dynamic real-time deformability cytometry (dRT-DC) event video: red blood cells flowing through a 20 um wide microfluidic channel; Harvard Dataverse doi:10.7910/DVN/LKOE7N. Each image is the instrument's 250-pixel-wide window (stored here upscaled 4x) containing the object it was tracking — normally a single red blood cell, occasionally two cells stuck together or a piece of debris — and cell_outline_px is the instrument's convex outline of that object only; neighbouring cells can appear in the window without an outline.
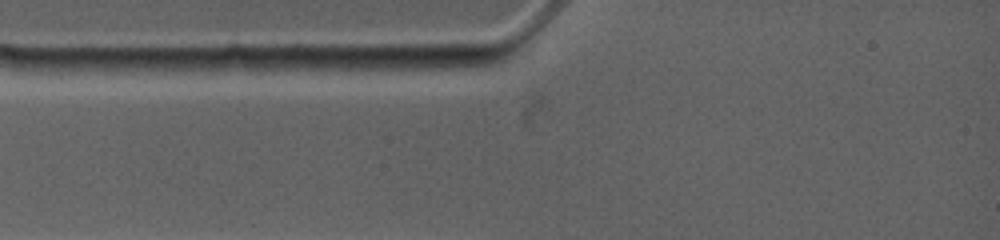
{"species": "common noctule bat (a hibernating species)", "species_latin": "Nyctalus noctula", "temperature_condition": "warm", "stored_images_in_passage": 1, "camera_frame_rate_fps": 4500, "um_per_image_px": 0.085, "animal": {"sex": "female", "body_mass_g": 19.0, "forearm_length_mm": 53.3}, "frame": {"image": 1, "passage_image": 1, "time_ms": 0.0, "image_size_px": [1000, 240], "cell_outline_px": [[500, 60], [488, 64], [464, 68], [432, 72], [368, 76], [348, 76], [332, 68], [332, 64], [340, 56], [496, 56]], "centroid_in_image_um": [34.47, 5.47], "position_along_channel_um": 50.5, "area_um2": 18.26}}